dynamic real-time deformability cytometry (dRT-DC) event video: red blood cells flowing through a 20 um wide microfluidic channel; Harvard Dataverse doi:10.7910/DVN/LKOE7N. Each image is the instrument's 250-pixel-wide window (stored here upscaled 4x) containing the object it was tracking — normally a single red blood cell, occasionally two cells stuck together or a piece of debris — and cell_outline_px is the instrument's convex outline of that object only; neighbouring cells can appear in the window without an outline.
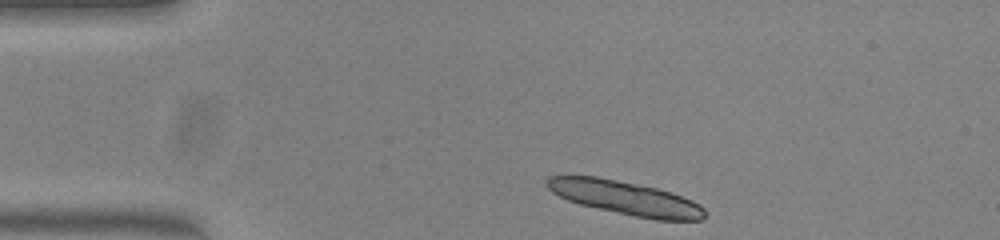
{"species": "common noctule bat (a hibernating species)", "species_latin": "Nyctalus noctula", "temperature_condition": "warm", "stored_images_in_passage": 43, "camera_frame_rate_fps": 3000, "um_per_image_px": 0.085, "animal": {"sex": "female", "body_mass_g": 23.0, "forearm_length_mm": 53.4}, "frame": {"image": 1, "passage_image": 1, "time_ms": 0.0, "image_size_px": [1000, 240], "cell_outline_px": [[704, 216], [700, 220], [656, 220], [636, 216], [580, 204], [568, 200], [552, 192], [548, 188], [548, 176], [596, 176], [656, 188], [672, 192], [692, 200], [700, 204], [704, 208]], "centroid_in_image_um": [53.2, 16.82], "position_along_channel_um": 31.8, "area_um2": 30.52}}
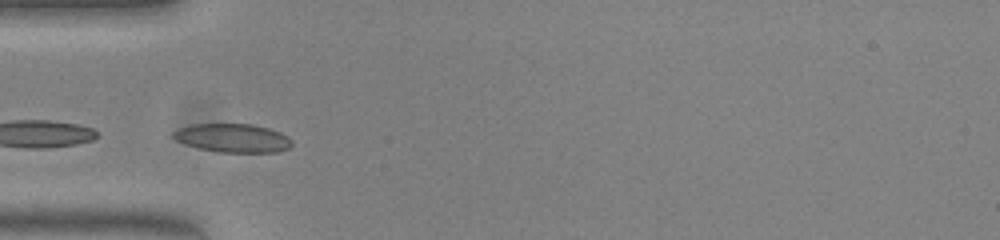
{"frame": {"image": 2, "passage_image": 8, "time_ms": 2.333, "image_size_px": [1000, 240], "cell_outline_px": [[292, 144], [288, 148], [276, 152], [216, 152], [184, 144], [176, 140], [172, 136], [172, 132], [180, 128], [192, 124], [252, 124], [268, 128], [280, 132], [288, 136], [292, 140]], "centroid_in_image_um": [19.78, 11.73], "position_along_channel_um": 65.2, "area_um2": 19.77}}
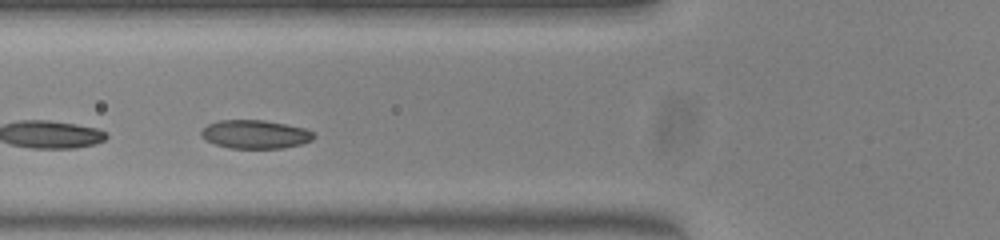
{"frame": {"image": 3, "passage_image": 11, "time_ms": 3.333, "image_size_px": [1000, 240], "cell_outline_px": [[316, 136], [312, 140], [300, 144], [284, 148], [228, 148], [204, 140], [200, 136], [200, 132], [208, 124], [220, 120], [264, 120], [304, 128], [312, 132]], "centroid_in_image_um": [21.67, 11.42], "position_along_channel_um": 104.1, "area_um2": 18.67}}